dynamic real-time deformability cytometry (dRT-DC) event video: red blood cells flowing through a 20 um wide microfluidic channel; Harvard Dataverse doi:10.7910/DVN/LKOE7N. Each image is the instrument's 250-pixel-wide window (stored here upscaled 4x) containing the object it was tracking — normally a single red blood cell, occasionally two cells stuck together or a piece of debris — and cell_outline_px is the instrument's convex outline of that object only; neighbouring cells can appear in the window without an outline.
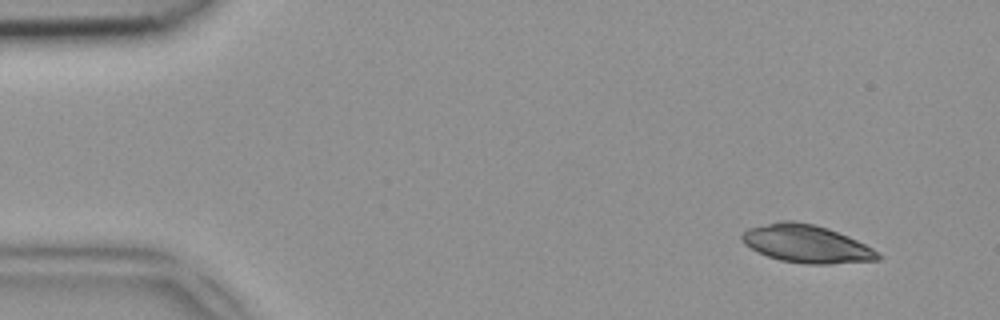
{"species": "common noctule bat (a hibernating species)", "species_latin": "Nyctalus noctula", "temperature_condition": "room temperature", "stored_images_in_passage": 49, "camera_frame_rate_fps": 3000, "um_per_image_px": 0.085, "animal": {"sex": "female", "body_mass_g": 18.4}, "frame": {"image": 1, "passage_image": 4, "time_ms": 1.0, "image_size_px": [1000, 320], "cell_outline_px": [[880, 260], [832, 264], [804, 264], [780, 260], [768, 256], [744, 244], [740, 236], [748, 228], [780, 220], [792, 220], [816, 224], [828, 228], [848, 236], [872, 248], [880, 256]], "centroid_in_image_um": [68.54, 20.72], "position_along_channel_um": 16.5, "area_um2": 29.94}}
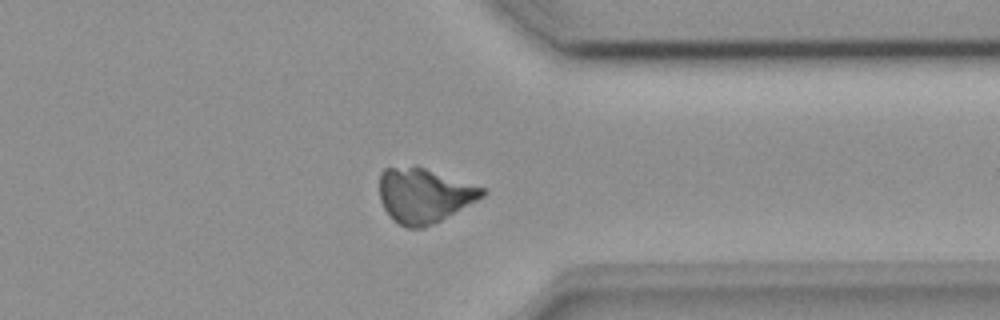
{"frame": {"image": 2, "passage_image": 38, "time_ms": 12.333, "image_size_px": [1000, 320], "cell_outline_px": [[488, 192], [484, 196], [440, 220], [424, 228], [408, 228], [400, 224], [384, 208], [380, 200], [380, 172], [384, 168], [416, 164], [488, 188]], "centroid_in_image_um": [36.08, 16.55], "position_along_channel_um": 375.3, "area_um2": 33.06}}
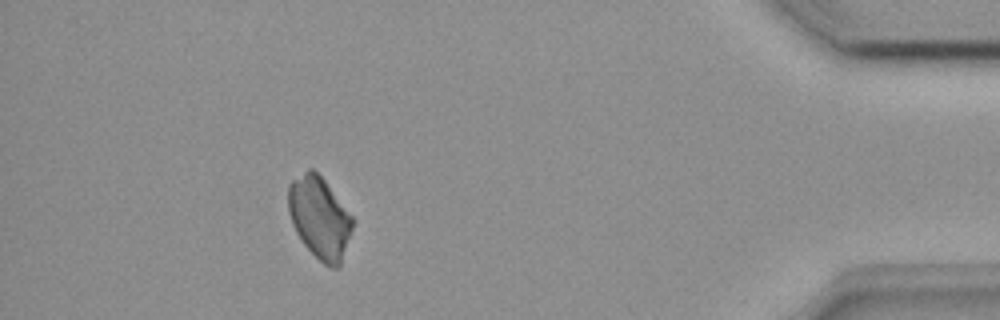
{"frame": {"image": 3, "passage_image": 44, "time_ms": 14.333, "image_size_px": [1000, 320], "cell_outline_px": [[352, 228], [340, 264], [336, 268], [328, 268], [304, 244], [296, 232], [292, 224], [288, 212], [288, 184], [292, 180], [308, 168], [312, 168], [324, 180], [352, 216]], "centroid_in_image_um": [27.12, 18.48], "position_along_channel_um": 408.1, "area_um2": 30.17}}